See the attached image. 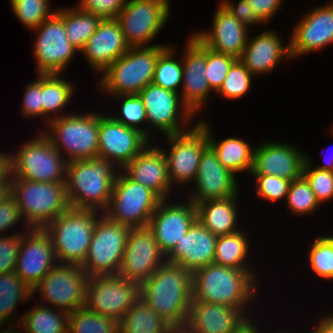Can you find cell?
I'll return each mask as SVG.
<instances>
[{
    "instance_id": "obj_56",
    "label": "cell",
    "mask_w": 333,
    "mask_h": 333,
    "mask_svg": "<svg viewBox=\"0 0 333 333\" xmlns=\"http://www.w3.org/2000/svg\"><path fill=\"white\" fill-rule=\"evenodd\" d=\"M10 176V153L0 149V186H9Z\"/></svg>"
},
{
    "instance_id": "obj_63",
    "label": "cell",
    "mask_w": 333,
    "mask_h": 333,
    "mask_svg": "<svg viewBox=\"0 0 333 333\" xmlns=\"http://www.w3.org/2000/svg\"><path fill=\"white\" fill-rule=\"evenodd\" d=\"M328 129H330V130H329V131H330L329 134H331V136H333V124L330 125V127H329ZM332 138H333V137H332Z\"/></svg>"
},
{
    "instance_id": "obj_20",
    "label": "cell",
    "mask_w": 333,
    "mask_h": 333,
    "mask_svg": "<svg viewBox=\"0 0 333 333\" xmlns=\"http://www.w3.org/2000/svg\"><path fill=\"white\" fill-rule=\"evenodd\" d=\"M253 146L255 149L250 175H274L289 181L302 177L307 152L298 144L268 138Z\"/></svg>"
},
{
    "instance_id": "obj_13",
    "label": "cell",
    "mask_w": 333,
    "mask_h": 333,
    "mask_svg": "<svg viewBox=\"0 0 333 333\" xmlns=\"http://www.w3.org/2000/svg\"><path fill=\"white\" fill-rule=\"evenodd\" d=\"M161 200L150 188L133 181L119 170L110 203L103 213L127 227H144L148 226Z\"/></svg>"
},
{
    "instance_id": "obj_52",
    "label": "cell",
    "mask_w": 333,
    "mask_h": 333,
    "mask_svg": "<svg viewBox=\"0 0 333 333\" xmlns=\"http://www.w3.org/2000/svg\"><path fill=\"white\" fill-rule=\"evenodd\" d=\"M127 0H79L81 10L99 16L101 19L117 18Z\"/></svg>"
},
{
    "instance_id": "obj_24",
    "label": "cell",
    "mask_w": 333,
    "mask_h": 333,
    "mask_svg": "<svg viewBox=\"0 0 333 333\" xmlns=\"http://www.w3.org/2000/svg\"><path fill=\"white\" fill-rule=\"evenodd\" d=\"M58 264L52 240L44 228L23 233L14 272L31 289Z\"/></svg>"
},
{
    "instance_id": "obj_7",
    "label": "cell",
    "mask_w": 333,
    "mask_h": 333,
    "mask_svg": "<svg viewBox=\"0 0 333 333\" xmlns=\"http://www.w3.org/2000/svg\"><path fill=\"white\" fill-rule=\"evenodd\" d=\"M101 213L93 209L70 207L44 227L52 240L58 263L83 264L96 220Z\"/></svg>"
},
{
    "instance_id": "obj_1",
    "label": "cell",
    "mask_w": 333,
    "mask_h": 333,
    "mask_svg": "<svg viewBox=\"0 0 333 333\" xmlns=\"http://www.w3.org/2000/svg\"><path fill=\"white\" fill-rule=\"evenodd\" d=\"M258 273L257 269L240 270L215 263L199 268L192 272V301L237 307L250 319L259 317L261 313L251 309L262 287Z\"/></svg>"
},
{
    "instance_id": "obj_49",
    "label": "cell",
    "mask_w": 333,
    "mask_h": 333,
    "mask_svg": "<svg viewBox=\"0 0 333 333\" xmlns=\"http://www.w3.org/2000/svg\"><path fill=\"white\" fill-rule=\"evenodd\" d=\"M35 78L24 86L21 109L18 112L27 121L35 118L42 119V74H36Z\"/></svg>"
},
{
    "instance_id": "obj_4",
    "label": "cell",
    "mask_w": 333,
    "mask_h": 333,
    "mask_svg": "<svg viewBox=\"0 0 333 333\" xmlns=\"http://www.w3.org/2000/svg\"><path fill=\"white\" fill-rule=\"evenodd\" d=\"M169 45L130 47L98 77L97 91L108 99L139 94L152 83L157 59Z\"/></svg>"
},
{
    "instance_id": "obj_42",
    "label": "cell",
    "mask_w": 333,
    "mask_h": 333,
    "mask_svg": "<svg viewBox=\"0 0 333 333\" xmlns=\"http://www.w3.org/2000/svg\"><path fill=\"white\" fill-rule=\"evenodd\" d=\"M115 103L120 102L117 114L109 112V115L117 122L122 123L127 127L139 130L148 138V125L146 110L141 97L138 94L118 95L110 97ZM112 113V114H111ZM114 113V114H113Z\"/></svg>"
},
{
    "instance_id": "obj_31",
    "label": "cell",
    "mask_w": 333,
    "mask_h": 333,
    "mask_svg": "<svg viewBox=\"0 0 333 333\" xmlns=\"http://www.w3.org/2000/svg\"><path fill=\"white\" fill-rule=\"evenodd\" d=\"M199 118L197 121L205 128L209 146L217 154L222 166L236 176L238 175V178H240L239 175L241 172L249 176L253 165L255 147L247 142L246 139L239 136H230L218 141L215 137L217 135L213 132L214 128H212L210 121H208L209 119H205L204 116Z\"/></svg>"
},
{
    "instance_id": "obj_40",
    "label": "cell",
    "mask_w": 333,
    "mask_h": 333,
    "mask_svg": "<svg viewBox=\"0 0 333 333\" xmlns=\"http://www.w3.org/2000/svg\"><path fill=\"white\" fill-rule=\"evenodd\" d=\"M68 333H120L119 322L82 306L69 313Z\"/></svg>"
},
{
    "instance_id": "obj_53",
    "label": "cell",
    "mask_w": 333,
    "mask_h": 333,
    "mask_svg": "<svg viewBox=\"0 0 333 333\" xmlns=\"http://www.w3.org/2000/svg\"><path fill=\"white\" fill-rule=\"evenodd\" d=\"M219 2L241 23L249 28L265 26L246 0H219Z\"/></svg>"
},
{
    "instance_id": "obj_51",
    "label": "cell",
    "mask_w": 333,
    "mask_h": 333,
    "mask_svg": "<svg viewBox=\"0 0 333 333\" xmlns=\"http://www.w3.org/2000/svg\"><path fill=\"white\" fill-rule=\"evenodd\" d=\"M18 224L22 225L25 231L29 229L21 216L15 199L9 193L0 202V236L9 235V233L13 234L12 232L15 231L14 227H20Z\"/></svg>"
},
{
    "instance_id": "obj_10",
    "label": "cell",
    "mask_w": 333,
    "mask_h": 333,
    "mask_svg": "<svg viewBox=\"0 0 333 333\" xmlns=\"http://www.w3.org/2000/svg\"><path fill=\"white\" fill-rule=\"evenodd\" d=\"M163 139L167 144L158 146L165 155L171 185L187 191L196 179L202 153L209 146L206 130L197 121L189 130Z\"/></svg>"
},
{
    "instance_id": "obj_33",
    "label": "cell",
    "mask_w": 333,
    "mask_h": 333,
    "mask_svg": "<svg viewBox=\"0 0 333 333\" xmlns=\"http://www.w3.org/2000/svg\"><path fill=\"white\" fill-rule=\"evenodd\" d=\"M63 75L42 74V121L44 122L40 123L45 124L44 127L52 119L71 114L69 110H65L69 109L70 101L78 90H75L77 86L74 82Z\"/></svg>"
},
{
    "instance_id": "obj_5",
    "label": "cell",
    "mask_w": 333,
    "mask_h": 333,
    "mask_svg": "<svg viewBox=\"0 0 333 333\" xmlns=\"http://www.w3.org/2000/svg\"><path fill=\"white\" fill-rule=\"evenodd\" d=\"M67 162L88 160L98 155L99 112H71L52 119L40 128Z\"/></svg>"
},
{
    "instance_id": "obj_3",
    "label": "cell",
    "mask_w": 333,
    "mask_h": 333,
    "mask_svg": "<svg viewBox=\"0 0 333 333\" xmlns=\"http://www.w3.org/2000/svg\"><path fill=\"white\" fill-rule=\"evenodd\" d=\"M119 170L111 161L98 157L67 162L65 183L70 207L104 212Z\"/></svg>"
},
{
    "instance_id": "obj_11",
    "label": "cell",
    "mask_w": 333,
    "mask_h": 333,
    "mask_svg": "<svg viewBox=\"0 0 333 333\" xmlns=\"http://www.w3.org/2000/svg\"><path fill=\"white\" fill-rule=\"evenodd\" d=\"M130 230L103 212L98 216L86 259L81 265L89 277L118 275Z\"/></svg>"
},
{
    "instance_id": "obj_35",
    "label": "cell",
    "mask_w": 333,
    "mask_h": 333,
    "mask_svg": "<svg viewBox=\"0 0 333 333\" xmlns=\"http://www.w3.org/2000/svg\"><path fill=\"white\" fill-rule=\"evenodd\" d=\"M29 299H32V289L15 272L1 273L0 325L19 323L22 317H16L15 310Z\"/></svg>"
},
{
    "instance_id": "obj_57",
    "label": "cell",
    "mask_w": 333,
    "mask_h": 333,
    "mask_svg": "<svg viewBox=\"0 0 333 333\" xmlns=\"http://www.w3.org/2000/svg\"><path fill=\"white\" fill-rule=\"evenodd\" d=\"M258 319L259 318H257V317L251 319L237 333H264V332H266L267 330L263 329L264 324H262V325L259 324L258 321H257Z\"/></svg>"
},
{
    "instance_id": "obj_46",
    "label": "cell",
    "mask_w": 333,
    "mask_h": 333,
    "mask_svg": "<svg viewBox=\"0 0 333 333\" xmlns=\"http://www.w3.org/2000/svg\"><path fill=\"white\" fill-rule=\"evenodd\" d=\"M302 176L309 183L321 206L333 201V171L318 169L306 159Z\"/></svg>"
},
{
    "instance_id": "obj_30",
    "label": "cell",
    "mask_w": 333,
    "mask_h": 333,
    "mask_svg": "<svg viewBox=\"0 0 333 333\" xmlns=\"http://www.w3.org/2000/svg\"><path fill=\"white\" fill-rule=\"evenodd\" d=\"M250 320L237 307L192 301L187 325L196 333H237Z\"/></svg>"
},
{
    "instance_id": "obj_61",
    "label": "cell",
    "mask_w": 333,
    "mask_h": 333,
    "mask_svg": "<svg viewBox=\"0 0 333 333\" xmlns=\"http://www.w3.org/2000/svg\"><path fill=\"white\" fill-rule=\"evenodd\" d=\"M290 328H291V327H289V329H286V328L283 329V327H282V328H280V330H278V329L275 330V329L273 328V331H271V332H272V333H310V332H308V330H307V331H303V330H301L302 332H301L300 330H298L299 332H298V331L296 332V331L291 330ZM290 330H291V331H290ZM269 332H270V330H269L268 332H265V333H269ZM271 332H270V333H271Z\"/></svg>"
},
{
    "instance_id": "obj_59",
    "label": "cell",
    "mask_w": 333,
    "mask_h": 333,
    "mask_svg": "<svg viewBox=\"0 0 333 333\" xmlns=\"http://www.w3.org/2000/svg\"><path fill=\"white\" fill-rule=\"evenodd\" d=\"M1 328H3V329H1ZM0 333H29V332L21 324V322H19V323L8 324V325L7 324L6 325H0Z\"/></svg>"
},
{
    "instance_id": "obj_19",
    "label": "cell",
    "mask_w": 333,
    "mask_h": 333,
    "mask_svg": "<svg viewBox=\"0 0 333 333\" xmlns=\"http://www.w3.org/2000/svg\"><path fill=\"white\" fill-rule=\"evenodd\" d=\"M108 112L99 111L98 158L122 169L151 142L139 130L115 121Z\"/></svg>"
},
{
    "instance_id": "obj_17",
    "label": "cell",
    "mask_w": 333,
    "mask_h": 333,
    "mask_svg": "<svg viewBox=\"0 0 333 333\" xmlns=\"http://www.w3.org/2000/svg\"><path fill=\"white\" fill-rule=\"evenodd\" d=\"M190 34L180 51L183 64L180 97L197 117L205 104L214 99L210 96L214 92L206 78V46L192 32Z\"/></svg>"
},
{
    "instance_id": "obj_26",
    "label": "cell",
    "mask_w": 333,
    "mask_h": 333,
    "mask_svg": "<svg viewBox=\"0 0 333 333\" xmlns=\"http://www.w3.org/2000/svg\"><path fill=\"white\" fill-rule=\"evenodd\" d=\"M157 141L149 142L121 170L133 181L150 188L162 200L171 199V196L174 198L173 195L177 197V193H175L177 190L171 185L167 161L162 149L158 146L162 139H157Z\"/></svg>"
},
{
    "instance_id": "obj_45",
    "label": "cell",
    "mask_w": 333,
    "mask_h": 333,
    "mask_svg": "<svg viewBox=\"0 0 333 333\" xmlns=\"http://www.w3.org/2000/svg\"><path fill=\"white\" fill-rule=\"evenodd\" d=\"M10 7L21 24L33 30L50 18L57 10L51 0H9Z\"/></svg>"
},
{
    "instance_id": "obj_34",
    "label": "cell",
    "mask_w": 333,
    "mask_h": 333,
    "mask_svg": "<svg viewBox=\"0 0 333 333\" xmlns=\"http://www.w3.org/2000/svg\"><path fill=\"white\" fill-rule=\"evenodd\" d=\"M245 230L217 237L213 263L240 270L256 269L247 259L251 256L252 242L247 234L249 230Z\"/></svg>"
},
{
    "instance_id": "obj_39",
    "label": "cell",
    "mask_w": 333,
    "mask_h": 333,
    "mask_svg": "<svg viewBox=\"0 0 333 333\" xmlns=\"http://www.w3.org/2000/svg\"><path fill=\"white\" fill-rule=\"evenodd\" d=\"M176 45L170 43L158 57L152 83L164 89L180 93L183 64L180 49L178 50L179 46Z\"/></svg>"
},
{
    "instance_id": "obj_27",
    "label": "cell",
    "mask_w": 333,
    "mask_h": 333,
    "mask_svg": "<svg viewBox=\"0 0 333 333\" xmlns=\"http://www.w3.org/2000/svg\"><path fill=\"white\" fill-rule=\"evenodd\" d=\"M212 25L207 30L199 29L194 35L208 48L240 58L245 49L251 28L241 23L220 2L215 8Z\"/></svg>"
},
{
    "instance_id": "obj_16",
    "label": "cell",
    "mask_w": 333,
    "mask_h": 333,
    "mask_svg": "<svg viewBox=\"0 0 333 333\" xmlns=\"http://www.w3.org/2000/svg\"><path fill=\"white\" fill-rule=\"evenodd\" d=\"M140 298V284L119 275L91 276L86 287L85 306L120 322Z\"/></svg>"
},
{
    "instance_id": "obj_22",
    "label": "cell",
    "mask_w": 333,
    "mask_h": 333,
    "mask_svg": "<svg viewBox=\"0 0 333 333\" xmlns=\"http://www.w3.org/2000/svg\"><path fill=\"white\" fill-rule=\"evenodd\" d=\"M291 29L292 61L333 44V0L308 10Z\"/></svg>"
},
{
    "instance_id": "obj_14",
    "label": "cell",
    "mask_w": 333,
    "mask_h": 333,
    "mask_svg": "<svg viewBox=\"0 0 333 333\" xmlns=\"http://www.w3.org/2000/svg\"><path fill=\"white\" fill-rule=\"evenodd\" d=\"M88 279L81 265L58 263L32 288V298L38 294L40 304L73 312L85 306Z\"/></svg>"
},
{
    "instance_id": "obj_47",
    "label": "cell",
    "mask_w": 333,
    "mask_h": 333,
    "mask_svg": "<svg viewBox=\"0 0 333 333\" xmlns=\"http://www.w3.org/2000/svg\"><path fill=\"white\" fill-rule=\"evenodd\" d=\"M236 60V57L206 47V78L214 94L220 89L230 67Z\"/></svg>"
},
{
    "instance_id": "obj_12",
    "label": "cell",
    "mask_w": 333,
    "mask_h": 333,
    "mask_svg": "<svg viewBox=\"0 0 333 333\" xmlns=\"http://www.w3.org/2000/svg\"><path fill=\"white\" fill-rule=\"evenodd\" d=\"M31 31L35 33L32 55L36 74H65L79 51L66 36L64 7H57L50 18Z\"/></svg>"
},
{
    "instance_id": "obj_60",
    "label": "cell",
    "mask_w": 333,
    "mask_h": 333,
    "mask_svg": "<svg viewBox=\"0 0 333 333\" xmlns=\"http://www.w3.org/2000/svg\"><path fill=\"white\" fill-rule=\"evenodd\" d=\"M169 333H196L187 324L171 326Z\"/></svg>"
},
{
    "instance_id": "obj_21",
    "label": "cell",
    "mask_w": 333,
    "mask_h": 333,
    "mask_svg": "<svg viewBox=\"0 0 333 333\" xmlns=\"http://www.w3.org/2000/svg\"><path fill=\"white\" fill-rule=\"evenodd\" d=\"M166 261L148 226L131 228L118 275L141 284Z\"/></svg>"
},
{
    "instance_id": "obj_6",
    "label": "cell",
    "mask_w": 333,
    "mask_h": 333,
    "mask_svg": "<svg viewBox=\"0 0 333 333\" xmlns=\"http://www.w3.org/2000/svg\"><path fill=\"white\" fill-rule=\"evenodd\" d=\"M9 193L29 228H44L70 208L65 182L10 179Z\"/></svg>"
},
{
    "instance_id": "obj_38",
    "label": "cell",
    "mask_w": 333,
    "mask_h": 333,
    "mask_svg": "<svg viewBox=\"0 0 333 333\" xmlns=\"http://www.w3.org/2000/svg\"><path fill=\"white\" fill-rule=\"evenodd\" d=\"M102 19L77 5L64 7V27L69 42L80 51L94 34Z\"/></svg>"
},
{
    "instance_id": "obj_32",
    "label": "cell",
    "mask_w": 333,
    "mask_h": 333,
    "mask_svg": "<svg viewBox=\"0 0 333 333\" xmlns=\"http://www.w3.org/2000/svg\"><path fill=\"white\" fill-rule=\"evenodd\" d=\"M239 195L227 199L208 200L196 204L197 219L214 235L223 236L243 229L238 223L241 215ZM240 216V217H239Z\"/></svg>"
},
{
    "instance_id": "obj_36",
    "label": "cell",
    "mask_w": 333,
    "mask_h": 333,
    "mask_svg": "<svg viewBox=\"0 0 333 333\" xmlns=\"http://www.w3.org/2000/svg\"><path fill=\"white\" fill-rule=\"evenodd\" d=\"M33 307L20 315L21 324L29 333H68L69 313L33 300Z\"/></svg>"
},
{
    "instance_id": "obj_54",
    "label": "cell",
    "mask_w": 333,
    "mask_h": 333,
    "mask_svg": "<svg viewBox=\"0 0 333 333\" xmlns=\"http://www.w3.org/2000/svg\"><path fill=\"white\" fill-rule=\"evenodd\" d=\"M259 19L267 24L278 15L285 4L284 0H246Z\"/></svg>"
},
{
    "instance_id": "obj_23",
    "label": "cell",
    "mask_w": 333,
    "mask_h": 333,
    "mask_svg": "<svg viewBox=\"0 0 333 333\" xmlns=\"http://www.w3.org/2000/svg\"><path fill=\"white\" fill-rule=\"evenodd\" d=\"M238 176L219 162L217 154L208 146L202 153L196 179L185 193L195 205L208 200L227 199L241 192Z\"/></svg>"
},
{
    "instance_id": "obj_41",
    "label": "cell",
    "mask_w": 333,
    "mask_h": 333,
    "mask_svg": "<svg viewBox=\"0 0 333 333\" xmlns=\"http://www.w3.org/2000/svg\"><path fill=\"white\" fill-rule=\"evenodd\" d=\"M309 247V251L305 253H308V268L311 273L322 280L333 281V233L318 234Z\"/></svg>"
},
{
    "instance_id": "obj_44",
    "label": "cell",
    "mask_w": 333,
    "mask_h": 333,
    "mask_svg": "<svg viewBox=\"0 0 333 333\" xmlns=\"http://www.w3.org/2000/svg\"><path fill=\"white\" fill-rule=\"evenodd\" d=\"M285 201L286 210L292 216H299L300 218L306 215H315L321 207L309 183L303 176L291 181Z\"/></svg>"
},
{
    "instance_id": "obj_25",
    "label": "cell",
    "mask_w": 333,
    "mask_h": 333,
    "mask_svg": "<svg viewBox=\"0 0 333 333\" xmlns=\"http://www.w3.org/2000/svg\"><path fill=\"white\" fill-rule=\"evenodd\" d=\"M261 31L255 36L251 34L253 31L250 32L245 49L239 58L244 66L257 77L272 73L286 59L292 62L289 40L285 43L281 33L274 29Z\"/></svg>"
},
{
    "instance_id": "obj_8",
    "label": "cell",
    "mask_w": 333,
    "mask_h": 333,
    "mask_svg": "<svg viewBox=\"0 0 333 333\" xmlns=\"http://www.w3.org/2000/svg\"><path fill=\"white\" fill-rule=\"evenodd\" d=\"M31 139L10 152V179L35 182H66L65 158L55 149L49 138L38 130ZM34 136V137H33Z\"/></svg>"
},
{
    "instance_id": "obj_43",
    "label": "cell",
    "mask_w": 333,
    "mask_h": 333,
    "mask_svg": "<svg viewBox=\"0 0 333 333\" xmlns=\"http://www.w3.org/2000/svg\"><path fill=\"white\" fill-rule=\"evenodd\" d=\"M253 78L256 77L244 66V64L237 59L228 74L226 75L220 89L213 95L226 99L228 101H236L244 98L252 89Z\"/></svg>"
},
{
    "instance_id": "obj_55",
    "label": "cell",
    "mask_w": 333,
    "mask_h": 333,
    "mask_svg": "<svg viewBox=\"0 0 333 333\" xmlns=\"http://www.w3.org/2000/svg\"><path fill=\"white\" fill-rule=\"evenodd\" d=\"M326 313L327 312H325L321 318L317 317V323L311 325V328L313 329L308 330L310 333H333V312H330L329 314Z\"/></svg>"
},
{
    "instance_id": "obj_62",
    "label": "cell",
    "mask_w": 333,
    "mask_h": 333,
    "mask_svg": "<svg viewBox=\"0 0 333 333\" xmlns=\"http://www.w3.org/2000/svg\"><path fill=\"white\" fill-rule=\"evenodd\" d=\"M9 194V186H0V202Z\"/></svg>"
},
{
    "instance_id": "obj_2",
    "label": "cell",
    "mask_w": 333,
    "mask_h": 333,
    "mask_svg": "<svg viewBox=\"0 0 333 333\" xmlns=\"http://www.w3.org/2000/svg\"><path fill=\"white\" fill-rule=\"evenodd\" d=\"M140 298L172 326L185 325L192 304V273L165 261L140 284Z\"/></svg>"
},
{
    "instance_id": "obj_18",
    "label": "cell",
    "mask_w": 333,
    "mask_h": 333,
    "mask_svg": "<svg viewBox=\"0 0 333 333\" xmlns=\"http://www.w3.org/2000/svg\"><path fill=\"white\" fill-rule=\"evenodd\" d=\"M173 200V201H172ZM197 220L196 205L188 198L163 199L152 214L148 227L160 250L167 256Z\"/></svg>"
},
{
    "instance_id": "obj_28",
    "label": "cell",
    "mask_w": 333,
    "mask_h": 333,
    "mask_svg": "<svg viewBox=\"0 0 333 333\" xmlns=\"http://www.w3.org/2000/svg\"><path fill=\"white\" fill-rule=\"evenodd\" d=\"M129 48L118 20L116 18L102 19L79 54L84 56L92 72L101 75Z\"/></svg>"
},
{
    "instance_id": "obj_15",
    "label": "cell",
    "mask_w": 333,
    "mask_h": 333,
    "mask_svg": "<svg viewBox=\"0 0 333 333\" xmlns=\"http://www.w3.org/2000/svg\"><path fill=\"white\" fill-rule=\"evenodd\" d=\"M170 0H127L117 16L125 40L130 47L152 44L169 22Z\"/></svg>"
},
{
    "instance_id": "obj_50",
    "label": "cell",
    "mask_w": 333,
    "mask_h": 333,
    "mask_svg": "<svg viewBox=\"0 0 333 333\" xmlns=\"http://www.w3.org/2000/svg\"><path fill=\"white\" fill-rule=\"evenodd\" d=\"M20 228L11 235L0 236V274L11 273L15 270L20 242L25 232L22 227Z\"/></svg>"
},
{
    "instance_id": "obj_29",
    "label": "cell",
    "mask_w": 333,
    "mask_h": 333,
    "mask_svg": "<svg viewBox=\"0 0 333 333\" xmlns=\"http://www.w3.org/2000/svg\"><path fill=\"white\" fill-rule=\"evenodd\" d=\"M216 242L217 236L197 219L166 256V261L181 265L192 273L213 263Z\"/></svg>"
},
{
    "instance_id": "obj_48",
    "label": "cell",
    "mask_w": 333,
    "mask_h": 333,
    "mask_svg": "<svg viewBox=\"0 0 333 333\" xmlns=\"http://www.w3.org/2000/svg\"><path fill=\"white\" fill-rule=\"evenodd\" d=\"M255 182L256 196L267 202L285 201L291 181L274 175H249Z\"/></svg>"
},
{
    "instance_id": "obj_37",
    "label": "cell",
    "mask_w": 333,
    "mask_h": 333,
    "mask_svg": "<svg viewBox=\"0 0 333 333\" xmlns=\"http://www.w3.org/2000/svg\"><path fill=\"white\" fill-rule=\"evenodd\" d=\"M171 326L139 298L119 322V332L169 333Z\"/></svg>"
},
{
    "instance_id": "obj_9",
    "label": "cell",
    "mask_w": 333,
    "mask_h": 333,
    "mask_svg": "<svg viewBox=\"0 0 333 333\" xmlns=\"http://www.w3.org/2000/svg\"><path fill=\"white\" fill-rule=\"evenodd\" d=\"M138 95L146 110L150 141H155L160 134L167 136L187 131L197 122V117L182 102L180 93L151 83ZM192 119H196L194 123Z\"/></svg>"
},
{
    "instance_id": "obj_58",
    "label": "cell",
    "mask_w": 333,
    "mask_h": 333,
    "mask_svg": "<svg viewBox=\"0 0 333 333\" xmlns=\"http://www.w3.org/2000/svg\"><path fill=\"white\" fill-rule=\"evenodd\" d=\"M330 152V155L326 152L328 155H325L324 157L322 156L324 162L322 164H318L317 166L314 164L313 159H311L312 157H310L309 154H307V160L318 169L333 171V150L331 149Z\"/></svg>"
}]
</instances>
